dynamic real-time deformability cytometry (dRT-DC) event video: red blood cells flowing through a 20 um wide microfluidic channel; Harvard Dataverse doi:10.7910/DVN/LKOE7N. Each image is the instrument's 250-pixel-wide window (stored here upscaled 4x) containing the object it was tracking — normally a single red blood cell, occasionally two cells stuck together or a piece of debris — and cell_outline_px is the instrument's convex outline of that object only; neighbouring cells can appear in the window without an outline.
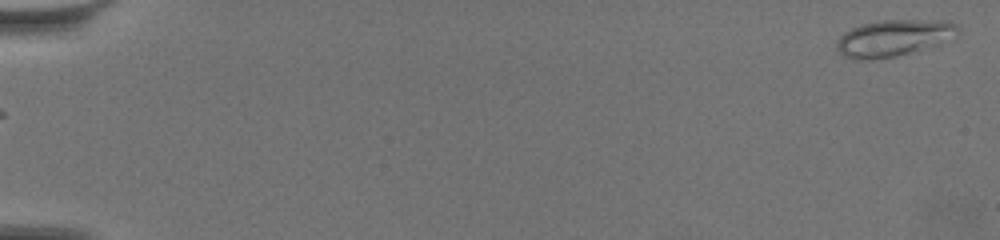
{"species": "common noctule bat (a hibernating species)", "species_latin": "Nyctalus noctula", "temperature_condition": "warm", "stored_images_in_passage": 11, "camera_frame_rate_fps": 3000, "um_per_image_px": 0.085, "animal": {"sex": "female", "body_mass_g": 19.5, "forearm_length_mm": 54.1}, "frame": {"image": 1, "passage_image": 1, "time_ms": 0.0, "image_size_px": [1000, 240], "cell_outline_px": [[960, 32], [936, 44], [896, 56], [868, 60], [852, 60], [844, 56], [836, 48], [836, 40], [844, 32], [852, 28], [864, 24], [880, 20], [944, 20], [956, 24], [960, 28]], "centroid_in_image_um": [75.9, 3.22], "position_along_channel_um": 9.1, "area_um2": 25.55}}